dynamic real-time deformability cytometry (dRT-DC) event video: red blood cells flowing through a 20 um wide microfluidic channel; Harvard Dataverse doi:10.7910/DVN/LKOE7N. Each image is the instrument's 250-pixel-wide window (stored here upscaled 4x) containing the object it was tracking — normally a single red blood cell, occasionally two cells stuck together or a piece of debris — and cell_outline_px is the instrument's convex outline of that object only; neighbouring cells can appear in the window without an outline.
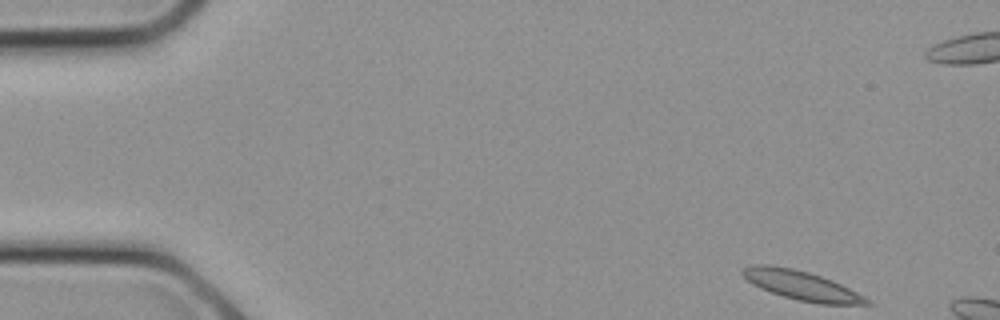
{"species": "common noctule bat (a hibernating species)", "species_latin": "Nyctalus noctula", "temperature_condition": "cold", "stored_images_in_passage": 4, "camera_frame_rate_fps": 3000, "um_per_image_px": 0.085, "animal": {"sex": "female", "body_mass_g": 21.9}, "frame": {"image": 1, "passage_image": 1, "time_ms": 0.0, "image_size_px": [1000, 320], "cell_outline_px": [[872, 304], [820, 304], [800, 300], [784, 296], [760, 288], [752, 284], [740, 272], [744, 268], [752, 264], [768, 264], [792, 268], [808, 272], [832, 280], [872, 300]], "centroid_in_image_um": [68.12, 24.25], "position_along_channel_um": 16.9, "area_um2": 20.87}}